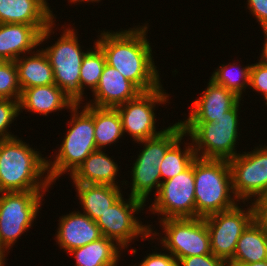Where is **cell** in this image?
Returning a JSON list of instances; mask_svg holds the SVG:
<instances>
[{"mask_svg":"<svg viewBox=\"0 0 267 266\" xmlns=\"http://www.w3.org/2000/svg\"><path fill=\"white\" fill-rule=\"evenodd\" d=\"M6 251H8V250H4V249L0 248V266H5Z\"/></svg>","mask_w":267,"mask_h":266,"instance_id":"39","label":"cell"},{"mask_svg":"<svg viewBox=\"0 0 267 266\" xmlns=\"http://www.w3.org/2000/svg\"><path fill=\"white\" fill-rule=\"evenodd\" d=\"M139 266H178V261L171 254L154 251L148 254Z\"/></svg>","mask_w":267,"mask_h":266,"instance_id":"34","label":"cell"},{"mask_svg":"<svg viewBox=\"0 0 267 266\" xmlns=\"http://www.w3.org/2000/svg\"><path fill=\"white\" fill-rule=\"evenodd\" d=\"M184 130L181 122L167 127L161 134L138 141L144 144L143 150L138 154L132 167V187L129 197L140 200L144 204L151 191L156 189V194L161 186L159 165L167 149L181 136ZM155 186V187H154Z\"/></svg>","mask_w":267,"mask_h":266,"instance_id":"6","label":"cell"},{"mask_svg":"<svg viewBox=\"0 0 267 266\" xmlns=\"http://www.w3.org/2000/svg\"><path fill=\"white\" fill-rule=\"evenodd\" d=\"M255 208V220L262 226L267 236V202L266 201H254Z\"/></svg>","mask_w":267,"mask_h":266,"instance_id":"36","label":"cell"},{"mask_svg":"<svg viewBox=\"0 0 267 266\" xmlns=\"http://www.w3.org/2000/svg\"><path fill=\"white\" fill-rule=\"evenodd\" d=\"M59 218L55 237L59 247L66 253L102 237L97 223L84 213L74 211Z\"/></svg>","mask_w":267,"mask_h":266,"instance_id":"19","label":"cell"},{"mask_svg":"<svg viewBox=\"0 0 267 266\" xmlns=\"http://www.w3.org/2000/svg\"><path fill=\"white\" fill-rule=\"evenodd\" d=\"M94 137L97 149L117 142L123 135L120 115L116 108L94 106Z\"/></svg>","mask_w":267,"mask_h":266,"instance_id":"26","label":"cell"},{"mask_svg":"<svg viewBox=\"0 0 267 266\" xmlns=\"http://www.w3.org/2000/svg\"><path fill=\"white\" fill-rule=\"evenodd\" d=\"M178 266H228V263L211 253L181 258L178 260Z\"/></svg>","mask_w":267,"mask_h":266,"instance_id":"33","label":"cell"},{"mask_svg":"<svg viewBox=\"0 0 267 266\" xmlns=\"http://www.w3.org/2000/svg\"><path fill=\"white\" fill-rule=\"evenodd\" d=\"M67 27L52 46L43 49L53 69L54 82L76 103H80V67L85 54L75 30Z\"/></svg>","mask_w":267,"mask_h":266,"instance_id":"8","label":"cell"},{"mask_svg":"<svg viewBox=\"0 0 267 266\" xmlns=\"http://www.w3.org/2000/svg\"><path fill=\"white\" fill-rule=\"evenodd\" d=\"M144 204L140 200L130 197L127 201L121 196L96 221L102 236L114 240L120 247L126 249L132 240L141 236L142 239L159 236L151 225H142L134 214L143 210ZM137 218V219H136ZM153 234V235H152Z\"/></svg>","mask_w":267,"mask_h":266,"instance_id":"10","label":"cell"},{"mask_svg":"<svg viewBox=\"0 0 267 266\" xmlns=\"http://www.w3.org/2000/svg\"><path fill=\"white\" fill-rule=\"evenodd\" d=\"M118 169V165L113 159L102 150L97 149L75 170L71 179L73 183L118 186V182L115 181Z\"/></svg>","mask_w":267,"mask_h":266,"instance_id":"21","label":"cell"},{"mask_svg":"<svg viewBox=\"0 0 267 266\" xmlns=\"http://www.w3.org/2000/svg\"><path fill=\"white\" fill-rule=\"evenodd\" d=\"M162 85L154 90L141 92L136 98L116 107L122 122L123 133H128L133 141L146 140L161 134L156 131V104H166L169 95Z\"/></svg>","mask_w":267,"mask_h":266,"instance_id":"14","label":"cell"},{"mask_svg":"<svg viewBox=\"0 0 267 266\" xmlns=\"http://www.w3.org/2000/svg\"><path fill=\"white\" fill-rule=\"evenodd\" d=\"M194 161L183 172L161 182L150 211L167 218H196ZM165 215V216H164ZM164 217V218H163Z\"/></svg>","mask_w":267,"mask_h":266,"instance_id":"13","label":"cell"},{"mask_svg":"<svg viewBox=\"0 0 267 266\" xmlns=\"http://www.w3.org/2000/svg\"><path fill=\"white\" fill-rule=\"evenodd\" d=\"M193 102V108L186 120L180 122H214L233 108L241 98L209 79L207 88Z\"/></svg>","mask_w":267,"mask_h":266,"instance_id":"18","label":"cell"},{"mask_svg":"<svg viewBox=\"0 0 267 266\" xmlns=\"http://www.w3.org/2000/svg\"><path fill=\"white\" fill-rule=\"evenodd\" d=\"M233 194L243 203L257 201L267 193V146L238 154L229 160Z\"/></svg>","mask_w":267,"mask_h":266,"instance_id":"12","label":"cell"},{"mask_svg":"<svg viewBox=\"0 0 267 266\" xmlns=\"http://www.w3.org/2000/svg\"><path fill=\"white\" fill-rule=\"evenodd\" d=\"M240 101L214 122H181L190 136L196 156L201 159L231 160L236 153Z\"/></svg>","mask_w":267,"mask_h":266,"instance_id":"5","label":"cell"},{"mask_svg":"<svg viewBox=\"0 0 267 266\" xmlns=\"http://www.w3.org/2000/svg\"><path fill=\"white\" fill-rule=\"evenodd\" d=\"M165 236L164 250L177 261L184 257L211 254L210 236L204 218H167L159 221Z\"/></svg>","mask_w":267,"mask_h":266,"instance_id":"9","label":"cell"},{"mask_svg":"<svg viewBox=\"0 0 267 266\" xmlns=\"http://www.w3.org/2000/svg\"><path fill=\"white\" fill-rule=\"evenodd\" d=\"M247 7L261 27H267V0H247Z\"/></svg>","mask_w":267,"mask_h":266,"instance_id":"35","label":"cell"},{"mask_svg":"<svg viewBox=\"0 0 267 266\" xmlns=\"http://www.w3.org/2000/svg\"><path fill=\"white\" fill-rule=\"evenodd\" d=\"M94 46L85 54L80 67V104L83 101L84 89L88 87L92 92L96 89L106 65L104 52L96 42Z\"/></svg>","mask_w":267,"mask_h":266,"instance_id":"28","label":"cell"},{"mask_svg":"<svg viewBox=\"0 0 267 266\" xmlns=\"http://www.w3.org/2000/svg\"><path fill=\"white\" fill-rule=\"evenodd\" d=\"M21 96V86L18 80L14 61H6L0 67V99L18 100Z\"/></svg>","mask_w":267,"mask_h":266,"instance_id":"30","label":"cell"},{"mask_svg":"<svg viewBox=\"0 0 267 266\" xmlns=\"http://www.w3.org/2000/svg\"><path fill=\"white\" fill-rule=\"evenodd\" d=\"M54 16L46 0H0V24H27L42 33Z\"/></svg>","mask_w":267,"mask_h":266,"instance_id":"17","label":"cell"},{"mask_svg":"<svg viewBox=\"0 0 267 266\" xmlns=\"http://www.w3.org/2000/svg\"><path fill=\"white\" fill-rule=\"evenodd\" d=\"M184 136H186L185 133L167 149L164 157L161 159L159 168L161 179H164L163 181L185 171L197 157L192 145L193 143H186L188 146H185L184 150L181 149L180 143Z\"/></svg>","mask_w":267,"mask_h":266,"instance_id":"27","label":"cell"},{"mask_svg":"<svg viewBox=\"0 0 267 266\" xmlns=\"http://www.w3.org/2000/svg\"><path fill=\"white\" fill-rule=\"evenodd\" d=\"M32 54L29 57L23 55V57L21 56L14 61L21 90L34 86L55 84L53 69L43 50L39 49L36 53L33 51Z\"/></svg>","mask_w":267,"mask_h":266,"instance_id":"24","label":"cell"},{"mask_svg":"<svg viewBox=\"0 0 267 266\" xmlns=\"http://www.w3.org/2000/svg\"><path fill=\"white\" fill-rule=\"evenodd\" d=\"M77 197L83 207V213L95 222L114 204L123 194L120 186L73 183Z\"/></svg>","mask_w":267,"mask_h":266,"instance_id":"22","label":"cell"},{"mask_svg":"<svg viewBox=\"0 0 267 266\" xmlns=\"http://www.w3.org/2000/svg\"><path fill=\"white\" fill-rule=\"evenodd\" d=\"M6 62V60L4 58L0 57V67Z\"/></svg>","mask_w":267,"mask_h":266,"instance_id":"41","label":"cell"},{"mask_svg":"<svg viewBox=\"0 0 267 266\" xmlns=\"http://www.w3.org/2000/svg\"><path fill=\"white\" fill-rule=\"evenodd\" d=\"M100 2V0H70L69 2H73L74 4L77 3V2Z\"/></svg>","mask_w":267,"mask_h":266,"instance_id":"40","label":"cell"},{"mask_svg":"<svg viewBox=\"0 0 267 266\" xmlns=\"http://www.w3.org/2000/svg\"><path fill=\"white\" fill-rule=\"evenodd\" d=\"M40 154L18 137L0 140V193L48 191L47 158Z\"/></svg>","mask_w":267,"mask_h":266,"instance_id":"2","label":"cell"},{"mask_svg":"<svg viewBox=\"0 0 267 266\" xmlns=\"http://www.w3.org/2000/svg\"><path fill=\"white\" fill-rule=\"evenodd\" d=\"M121 250L114 240L102 236L68 253L75 257V266H117Z\"/></svg>","mask_w":267,"mask_h":266,"instance_id":"25","label":"cell"},{"mask_svg":"<svg viewBox=\"0 0 267 266\" xmlns=\"http://www.w3.org/2000/svg\"><path fill=\"white\" fill-rule=\"evenodd\" d=\"M45 192L0 193V248L10 250L21 234L32 226Z\"/></svg>","mask_w":267,"mask_h":266,"instance_id":"7","label":"cell"},{"mask_svg":"<svg viewBox=\"0 0 267 266\" xmlns=\"http://www.w3.org/2000/svg\"><path fill=\"white\" fill-rule=\"evenodd\" d=\"M55 23L50 24L42 33L27 24H0V57L6 61H15L23 54L37 48L47 40Z\"/></svg>","mask_w":267,"mask_h":266,"instance_id":"15","label":"cell"},{"mask_svg":"<svg viewBox=\"0 0 267 266\" xmlns=\"http://www.w3.org/2000/svg\"><path fill=\"white\" fill-rule=\"evenodd\" d=\"M263 29V33H264V37H265V40H264V45H263V49H262V53L261 56H260V62H263V63H267V27H262Z\"/></svg>","mask_w":267,"mask_h":266,"instance_id":"37","label":"cell"},{"mask_svg":"<svg viewBox=\"0 0 267 266\" xmlns=\"http://www.w3.org/2000/svg\"><path fill=\"white\" fill-rule=\"evenodd\" d=\"M249 86L253 91H258L267 98V63L258 62L251 64Z\"/></svg>","mask_w":267,"mask_h":266,"instance_id":"32","label":"cell"},{"mask_svg":"<svg viewBox=\"0 0 267 266\" xmlns=\"http://www.w3.org/2000/svg\"><path fill=\"white\" fill-rule=\"evenodd\" d=\"M236 266H267L266 261L254 262V263H247V264H238Z\"/></svg>","mask_w":267,"mask_h":266,"instance_id":"38","label":"cell"},{"mask_svg":"<svg viewBox=\"0 0 267 266\" xmlns=\"http://www.w3.org/2000/svg\"><path fill=\"white\" fill-rule=\"evenodd\" d=\"M267 260V236L262 226L254 219L237 241L233 258L228 266Z\"/></svg>","mask_w":267,"mask_h":266,"instance_id":"23","label":"cell"},{"mask_svg":"<svg viewBox=\"0 0 267 266\" xmlns=\"http://www.w3.org/2000/svg\"><path fill=\"white\" fill-rule=\"evenodd\" d=\"M251 204L243 210L238 203L232 209L204 217L210 236L211 253L227 263L234 256L237 241L243 231L255 219V208L253 202Z\"/></svg>","mask_w":267,"mask_h":266,"instance_id":"11","label":"cell"},{"mask_svg":"<svg viewBox=\"0 0 267 266\" xmlns=\"http://www.w3.org/2000/svg\"><path fill=\"white\" fill-rule=\"evenodd\" d=\"M147 24L117 32L103 31L96 40L104 52L106 64L117 69L142 92L161 86L159 70L146 37Z\"/></svg>","mask_w":267,"mask_h":266,"instance_id":"1","label":"cell"},{"mask_svg":"<svg viewBox=\"0 0 267 266\" xmlns=\"http://www.w3.org/2000/svg\"><path fill=\"white\" fill-rule=\"evenodd\" d=\"M76 102L70 98L56 84L40 85L21 90L19 110H28L47 116V114L61 110L71 109Z\"/></svg>","mask_w":267,"mask_h":266,"instance_id":"20","label":"cell"},{"mask_svg":"<svg viewBox=\"0 0 267 266\" xmlns=\"http://www.w3.org/2000/svg\"><path fill=\"white\" fill-rule=\"evenodd\" d=\"M194 178L196 218H204L237 205L229 161L196 157Z\"/></svg>","mask_w":267,"mask_h":266,"instance_id":"4","label":"cell"},{"mask_svg":"<svg viewBox=\"0 0 267 266\" xmlns=\"http://www.w3.org/2000/svg\"><path fill=\"white\" fill-rule=\"evenodd\" d=\"M237 66L238 65L234 62L227 65L222 64L212 73L210 79L216 84L224 86L227 90L232 91L241 98L243 91L245 92L244 89L249 86L251 65H247L243 68Z\"/></svg>","mask_w":267,"mask_h":266,"instance_id":"29","label":"cell"},{"mask_svg":"<svg viewBox=\"0 0 267 266\" xmlns=\"http://www.w3.org/2000/svg\"><path fill=\"white\" fill-rule=\"evenodd\" d=\"M80 108V103H76L70 109L72 118L58 154L56 153L53 162L47 160V175L52 185L65 172H70L71 176L82 162L97 150L94 137V106L86 104L79 113Z\"/></svg>","mask_w":267,"mask_h":266,"instance_id":"3","label":"cell"},{"mask_svg":"<svg viewBox=\"0 0 267 266\" xmlns=\"http://www.w3.org/2000/svg\"><path fill=\"white\" fill-rule=\"evenodd\" d=\"M142 91L117 69L106 64L98 86L92 92L94 100L86 104L103 108H116L136 98Z\"/></svg>","mask_w":267,"mask_h":266,"instance_id":"16","label":"cell"},{"mask_svg":"<svg viewBox=\"0 0 267 266\" xmlns=\"http://www.w3.org/2000/svg\"><path fill=\"white\" fill-rule=\"evenodd\" d=\"M257 201H266L267 202V193L265 194V196L262 199L257 200Z\"/></svg>","mask_w":267,"mask_h":266,"instance_id":"42","label":"cell"},{"mask_svg":"<svg viewBox=\"0 0 267 266\" xmlns=\"http://www.w3.org/2000/svg\"><path fill=\"white\" fill-rule=\"evenodd\" d=\"M20 112L18 100L0 99V140L16 137L8 132V127L20 115Z\"/></svg>","mask_w":267,"mask_h":266,"instance_id":"31","label":"cell"}]
</instances>
